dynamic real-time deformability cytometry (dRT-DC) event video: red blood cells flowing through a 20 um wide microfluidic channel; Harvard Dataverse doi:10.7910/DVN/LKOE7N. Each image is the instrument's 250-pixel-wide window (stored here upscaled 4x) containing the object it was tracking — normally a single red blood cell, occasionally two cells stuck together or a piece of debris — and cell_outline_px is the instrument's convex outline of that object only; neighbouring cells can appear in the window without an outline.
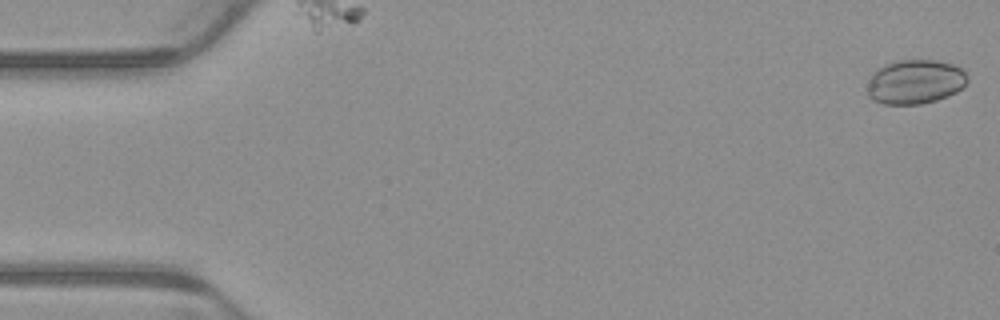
{"species": "common noctule bat (a hibernating species)", "species_latin": "Nyctalus noctula", "temperature_condition": "warm", "stored_images_in_passage": 4, "camera_frame_rate_fps": 3000, "um_per_image_px": 0.085, "animal": {"sex": "male", "body_mass_g": 23.1, "forearm_length_mm": 52.7}, "frame": {"image": 1, "passage_image": 1, "time_ms": 0.0, "image_size_px": [1000, 320], "cell_outline_px": [[968, 80], [956, 92], [948, 96], [936, 100], [920, 104], [884, 104], [872, 100], [868, 96], [868, 84], [872, 76], [880, 68], [888, 64], [900, 60], [932, 60], [952, 64], [960, 68], [968, 76]], "centroid_in_image_um": [77.8, 6.97], "position_along_channel_um": 7.2, "area_um2": 25.43}}
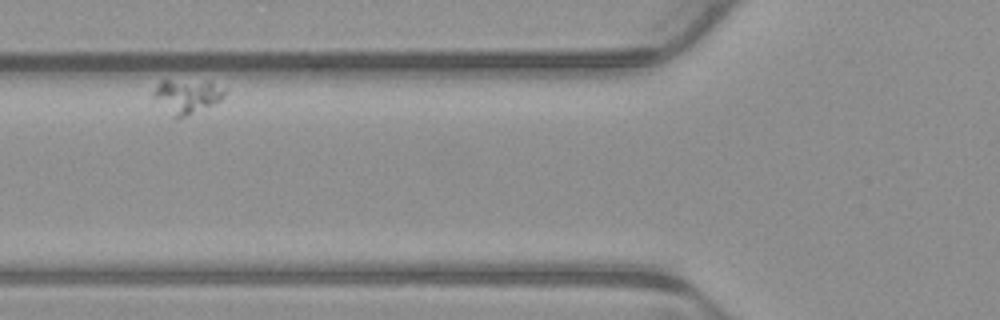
{"frame": {"image": 2, "passage_image": 3, "time_ms": 0.667, "image_size_px": [1000, 320], "cell_outline_px": [[224, 96], [220, 100], [212, 104], [176, 120], [152, 96], [152, 92], [160, 80], [212, 80], [224, 88]], "centroid_in_image_um": [15.88, 8.14], "position_along_channel_um": 109.9, "area_um2": 14.28}}